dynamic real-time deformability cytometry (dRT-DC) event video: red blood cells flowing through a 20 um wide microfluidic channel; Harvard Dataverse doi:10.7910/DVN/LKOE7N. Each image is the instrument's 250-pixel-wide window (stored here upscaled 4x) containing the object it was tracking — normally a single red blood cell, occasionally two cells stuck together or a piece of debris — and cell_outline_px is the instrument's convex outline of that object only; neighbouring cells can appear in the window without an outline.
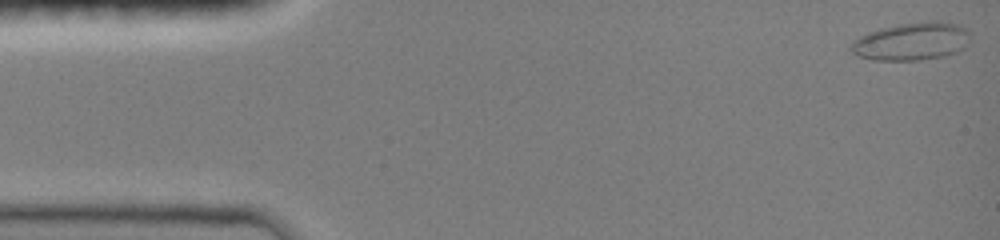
{"species": "common noctule bat (a hibernating species)", "species_latin": "Nyctalus noctula", "temperature_condition": "room temperature", "stored_images_in_passage": 13, "camera_frame_rate_fps": 3000, "um_per_image_px": 0.085, "animal": {"sex": "female", "body_mass_g": 19.0, "forearm_length_mm": 51.5}, "frame": {"image": 1, "passage_image": 1, "time_ms": 0.0, "image_size_px": [1000, 240], "cell_outline_px": [[972, 32], [968, 44], [964, 48], [956, 52], [944, 56], [920, 60], [872, 60], [856, 56], [848, 48], [852, 40], [868, 32], [880, 28], [896, 24], [928, 20], [940, 20], [960, 24]], "centroid_in_image_um": [77.51, 3.5], "position_along_channel_um": 7.5, "area_um2": 27.11}}
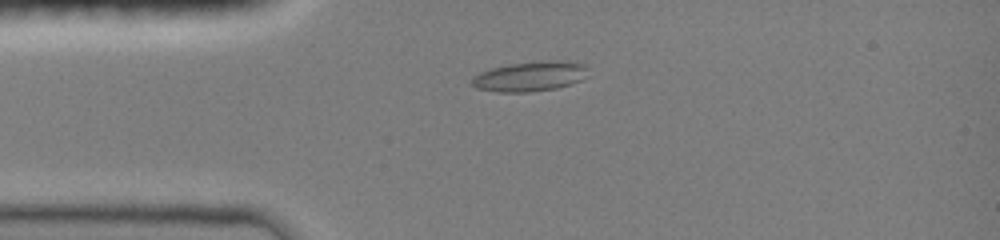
{"frame": {"image": 2, "passage_image": 11, "time_ms": 3.333, "image_size_px": [1000, 240], "cell_outline_px": [[588, 68], [580, 80], [556, 88], [528, 92], [496, 92], [476, 88], [472, 84], [472, 76], [480, 72], [492, 68], [508, 64], [556, 60], [560, 60], [584, 64]], "centroid_in_image_um": [44.99, 6.49], "position_along_channel_um": 40.0, "area_um2": 19.94}}